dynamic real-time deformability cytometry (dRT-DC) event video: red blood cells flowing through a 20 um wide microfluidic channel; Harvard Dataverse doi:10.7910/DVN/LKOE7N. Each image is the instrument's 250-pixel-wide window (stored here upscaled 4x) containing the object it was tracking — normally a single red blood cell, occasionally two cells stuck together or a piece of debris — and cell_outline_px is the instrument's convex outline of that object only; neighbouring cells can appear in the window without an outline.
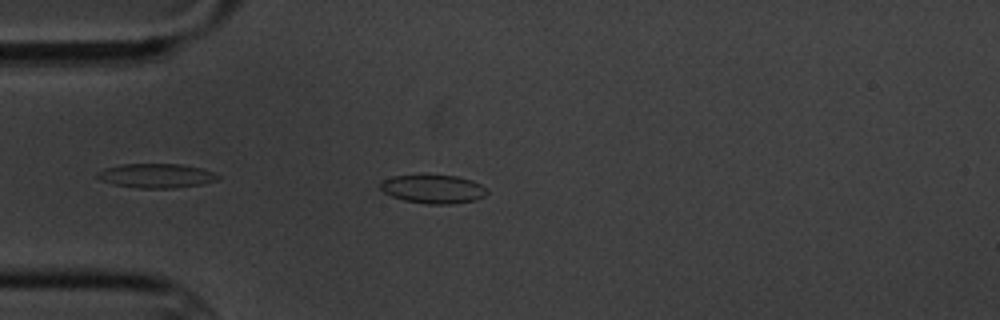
{"species": "common noctule bat (a hibernating species)", "species_latin": "Nyctalus noctula", "temperature_condition": "cold", "stored_images_in_passage": 3, "camera_frame_rate_fps": 3000, "um_per_image_px": 0.085, "animal": {"sex": "male", "body_mass_g": 20.1, "forearm_length_mm": 53.5}, "frame": {"image": 1, "passage_image": 1, "time_ms": 0.0, "image_size_px": [1000, 320], "cell_outline_px": [[488, 192], [484, 196], [476, 200], [452, 204], [428, 204], [404, 200], [392, 196], [384, 192], [380, 188], [380, 184], [384, 180], [392, 176], [424, 172], [428, 172], [456, 176], [472, 180], [480, 184]], "centroid_in_image_um": [36.8, 16.02], "position_along_channel_um": 48.2, "area_um2": 18.44}}
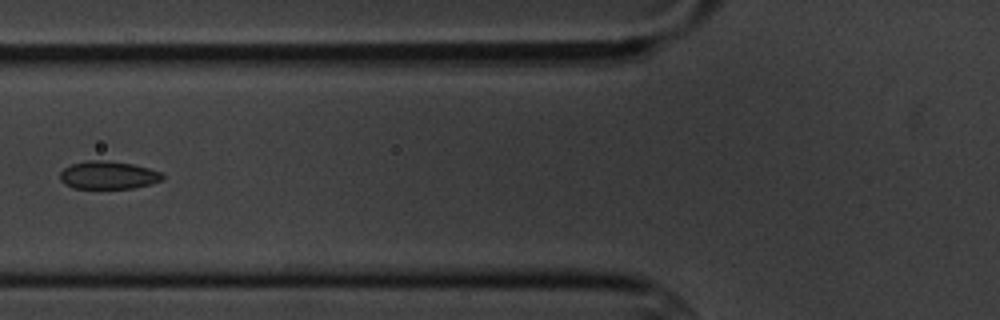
{"frame": {"image": 2, "passage_image": 3, "time_ms": 2.333, "image_size_px": [1000, 320], "cell_outline_px": [[164, 180], [132, 188], [72, 188], [64, 184], [60, 180], [60, 172], [64, 168], [72, 164], [88, 160], [108, 160], [132, 164], [148, 168], [160, 172], [164, 176]], "centroid_in_image_um": [9.17, 14.88], "position_along_channel_um": 116.6, "area_um2": 16.65}}